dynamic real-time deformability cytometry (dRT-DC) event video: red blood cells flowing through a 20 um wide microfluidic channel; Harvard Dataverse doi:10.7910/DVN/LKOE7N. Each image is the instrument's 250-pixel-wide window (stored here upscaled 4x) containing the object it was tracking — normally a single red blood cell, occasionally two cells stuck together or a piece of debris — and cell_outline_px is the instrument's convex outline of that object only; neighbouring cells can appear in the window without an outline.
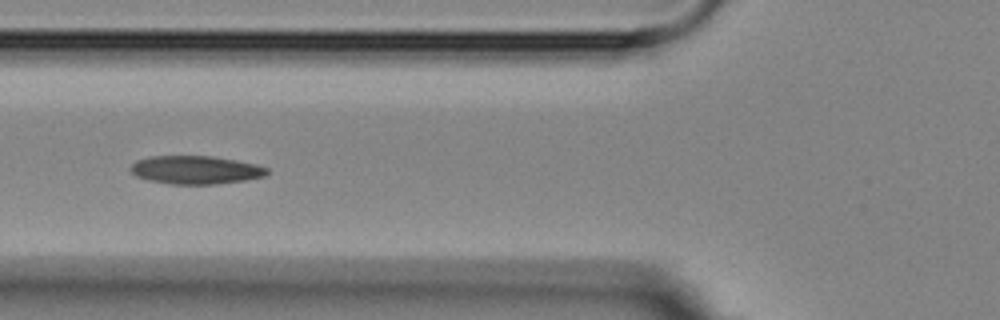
{"species": "Egyptian fruit bat (a non-hibernating species)", "species_latin": "Rousettus aegyptiacus", "temperature_condition": "room temperature", "stored_images_in_passage": 10, "camera_frame_rate_fps": 3000, "um_per_image_px": 0.085, "animal": {"sex": "female"}, "frame": {"image": 1, "passage_image": 5, "time_ms": 4.667, "image_size_px": [1000, 320], "cell_outline_px": [[268, 172], [264, 176], [244, 180], [216, 184], [172, 184], [148, 180], [136, 176], [128, 168], [136, 160], [148, 156], [212, 156], [236, 160], [256, 164], [268, 168]], "centroid_in_image_um": [16.6, 14.43], "position_along_channel_um": 109.2, "area_um2": 22.48}}
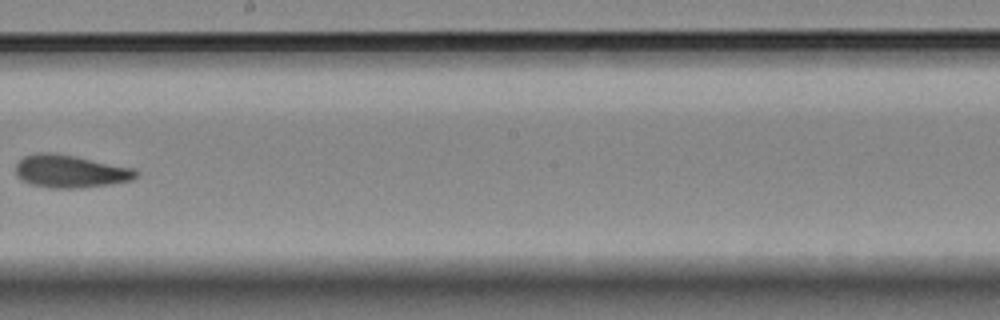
{"frame": {"image": 2, "passage_image": 8, "time_ms": 8.333, "image_size_px": [1000, 320], "cell_outline_px": [[140, 172], [132, 180], [108, 184], [72, 188], [52, 188], [32, 184], [16, 176], [16, 164], [24, 156], [36, 152], [56, 152], [76, 156], [132, 168]], "centroid_in_image_um": [5.95, 14.54], "position_along_channel_um": 242.3, "area_um2": 22.77}}
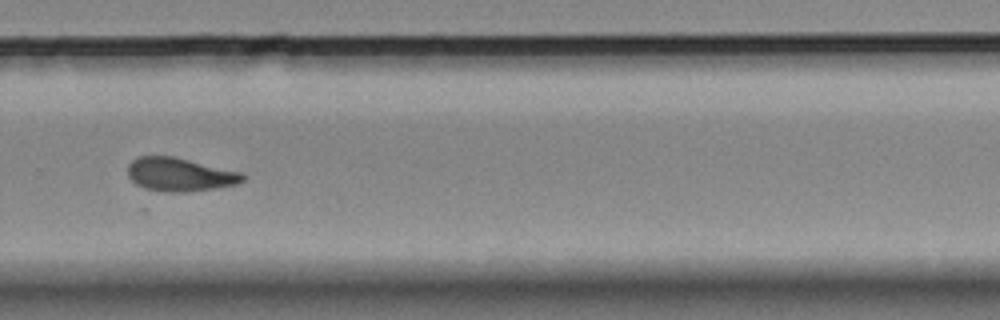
{"frame": {"image": 3, "passage_image": 10, "time_ms": 10.333, "image_size_px": [1000, 320], "cell_outline_px": [[244, 180], [236, 184], [216, 188], [184, 192], [164, 192], [144, 188], [136, 184], [128, 176], [128, 164], [132, 160], [140, 156], [172, 156], [244, 172]], "centroid_in_image_um": [15.29, 14.83], "position_along_channel_um": 314.5, "area_um2": 22.48}}